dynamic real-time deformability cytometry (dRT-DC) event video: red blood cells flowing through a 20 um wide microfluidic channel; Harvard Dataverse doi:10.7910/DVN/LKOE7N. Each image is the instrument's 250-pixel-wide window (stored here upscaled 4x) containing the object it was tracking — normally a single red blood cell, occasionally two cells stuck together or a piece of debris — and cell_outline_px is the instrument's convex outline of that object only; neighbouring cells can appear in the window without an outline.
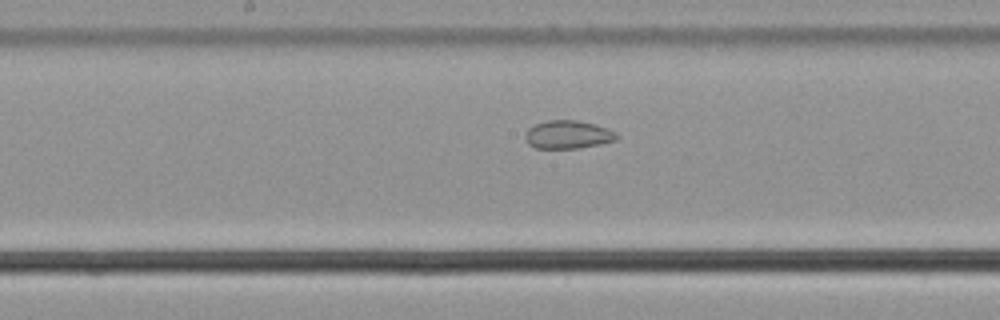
{"species": "common noctule bat (a hibernating species)", "species_latin": "Nyctalus noctula", "temperature_condition": "cold", "stored_images_in_passage": 55, "segment_of_instrument_passage": [2, 2], "camera_frame_rate_fps": 3000, "um_per_image_px": 0.085, "animal": {"sex": "male", "body_mass_g": 21.5, "forearm_length_mm": 52.0}, "frame": {"image": 1, "passage_image": 28, "time_ms": 9.0, "image_size_px": [1000, 320], "cell_outline_px": [[620, 136], [616, 140], [600, 144], [576, 148], [536, 148], [528, 144], [524, 140], [524, 136], [528, 128], [536, 124], [548, 120], [576, 120], [596, 124], [608, 128], [616, 132]], "centroid_in_image_um": [48.28, 11.44], "position_along_channel_um": 199.9, "area_um2": 15.14}}
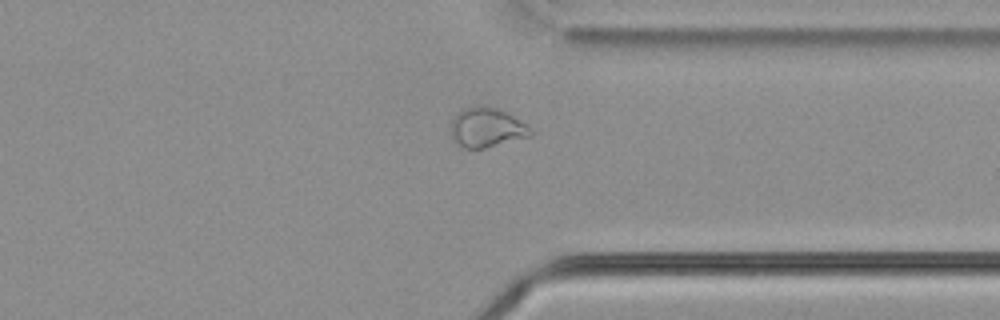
{"frame": {"image": 2, "passage_image": 42, "time_ms": 13.667, "image_size_px": [1000, 320], "cell_outline_px": [[536, 132], [532, 136], [484, 148], [464, 148], [452, 140], [452, 120], [456, 112], [464, 108], [476, 104], [480, 104], [496, 108], [508, 112]], "centroid_in_image_um": [41.38, 10.82], "position_along_channel_um": 370.0, "area_um2": 18.61}}
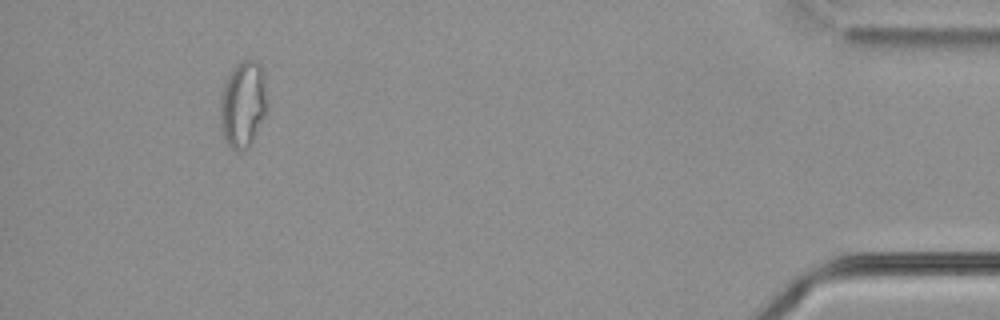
{"frame": {"image": 3, "passage_image": 51, "time_ms": 16.667, "image_size_px": [1000, 320], "cell_outline_px": [[268, 112], [248, 148], [240, 152], [232, 148], [224, 140], [220, 124], [220, 96], [224, 84], [232, 68], [240, 60], [256, 60], [260, 64], [264, 72], [268, 100]], "centroid_in_image_um": [20.68, 8.85], "position_along_channel_um": 414.5, "area_um2": 24.39}}